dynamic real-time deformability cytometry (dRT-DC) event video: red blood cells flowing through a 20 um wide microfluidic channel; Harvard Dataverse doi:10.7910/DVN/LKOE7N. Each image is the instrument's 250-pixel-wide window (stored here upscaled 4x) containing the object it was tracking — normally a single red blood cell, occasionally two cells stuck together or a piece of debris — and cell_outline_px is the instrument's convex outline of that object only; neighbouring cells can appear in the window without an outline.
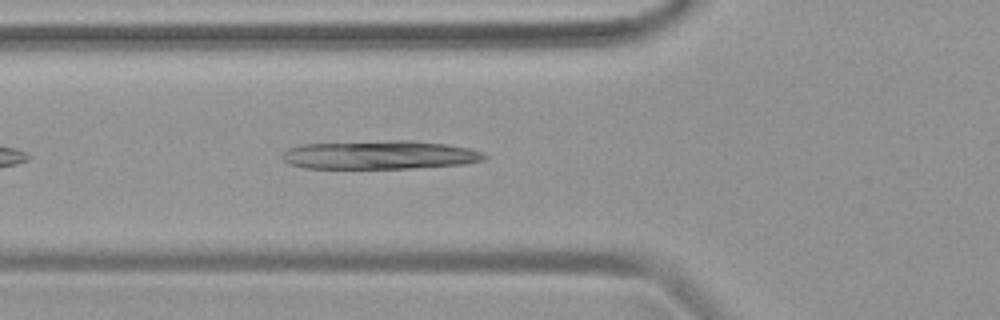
{"species": "common noctule bat (a hibernating species)", "species_latin": "Nyctalus noctula", "temperature_condition": "warm", "stored_images_in_passage": 35, "camera_frame_rate_fps": 3000, "um_per_image_px": 0.085, "animal": {"sex": "female", "body_mass_g": 19.9}, "frame": {"image": 1, "passage_image": 5, "time_ms": 1.333, "image_size_px": [1000, 320], "cell_outline_px": [[488, 156], [484, 160], [464, 164], [412, 168], [304, 168], [288, 164], [284, 160], [284, 152], [288, 148], [300, 144], [388, 140], [408, 140], [444, 144], [468, 148], [484, 152]], "centroid_in_image_um": [32.29, 13.16], "position_along_channel_um": 93.5, "area_um2": 33.76}}
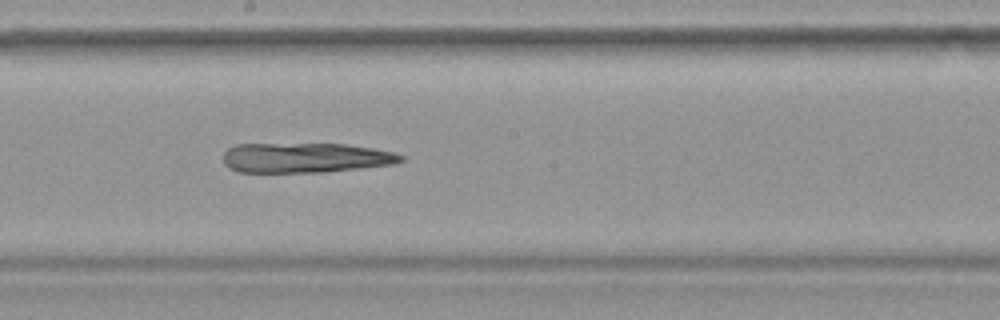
{"frame": {"image": 2, "passage_image": 14, "time_ms": 4.333, "image_size_px": [1000, 320], "cell_outline_px": [[404, 160], [396, 164], [360, 168], [320, 172], [240, 172], [228, 168], [224, 164], [224, 152], [228, 148], [236, 144], [344, 144], [372, 148], [392, 152], [404, 156]], "centroid_in_image_um": [25.95, 13.41], "position_along_channel_um": 222.3, "area_um2": 30.92}}
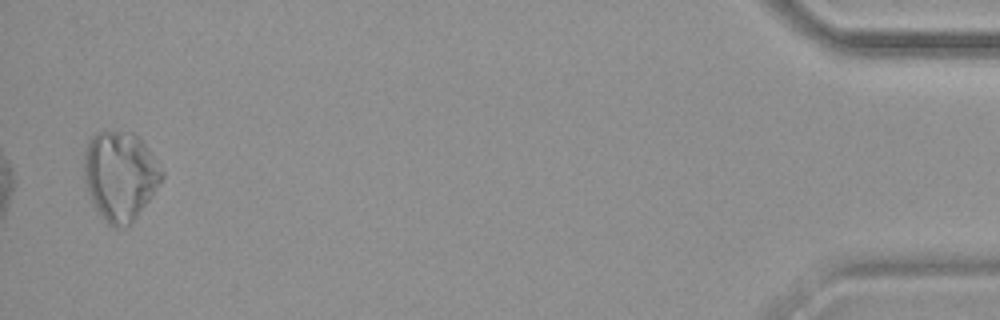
{"frame": {"image": 3, "passage_image": 34, "time_ms": 11.0, "image_size_px": [1000, 320], "cell_outline_px": [[164, 176], [160, 184], [152, 196], [128, 228], [112, 228], [104, 220], [96, 208], [88, 192], [84, 176], [84, 152], [88, 140], [96, 132], [132, 132], [148, 148], [164, 172]], "centroid_in_image_um": [10.21, 14.97], "position_along_channel_um": 425.0, "area_um2": 40.4}}